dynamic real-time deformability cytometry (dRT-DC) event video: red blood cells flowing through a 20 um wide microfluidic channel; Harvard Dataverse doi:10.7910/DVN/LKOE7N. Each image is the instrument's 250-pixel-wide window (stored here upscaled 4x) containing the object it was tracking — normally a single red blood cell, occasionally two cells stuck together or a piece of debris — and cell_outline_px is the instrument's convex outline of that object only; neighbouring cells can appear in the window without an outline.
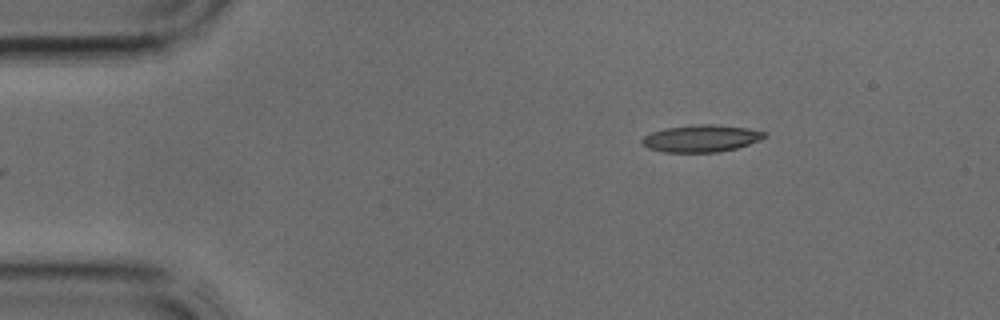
{"species": "common noctule bat (a hibernating species)", "species_latin": "Nyctalus noctula", "temperature_condition": "cold", "stored_images_in_passage": 2, "camera_frame_rate_fps": 3000, "um_per_image_px": 0.085, "animal": {"sex": "male", "body_mass_g": 17.9, "forearm_length_mm": 54.2}, "frame": {"image": 1, "passage_image": 1, "time_ms": 0.0, "image_size_px": [1000, 320], "cell_outline_px": [[764, 136], [760, 140], [736, 148], [720, 152], [664, 152], [648, 148], [640, 140], [644, 136], [652, 132], [664, 128], [692, 124], [712, 124], [748, 128], [764, 132]], "centroid_in_image_um": [59.56, 11.76], "position_along_channel_um": 25.4, "area_um2": 19.25}}